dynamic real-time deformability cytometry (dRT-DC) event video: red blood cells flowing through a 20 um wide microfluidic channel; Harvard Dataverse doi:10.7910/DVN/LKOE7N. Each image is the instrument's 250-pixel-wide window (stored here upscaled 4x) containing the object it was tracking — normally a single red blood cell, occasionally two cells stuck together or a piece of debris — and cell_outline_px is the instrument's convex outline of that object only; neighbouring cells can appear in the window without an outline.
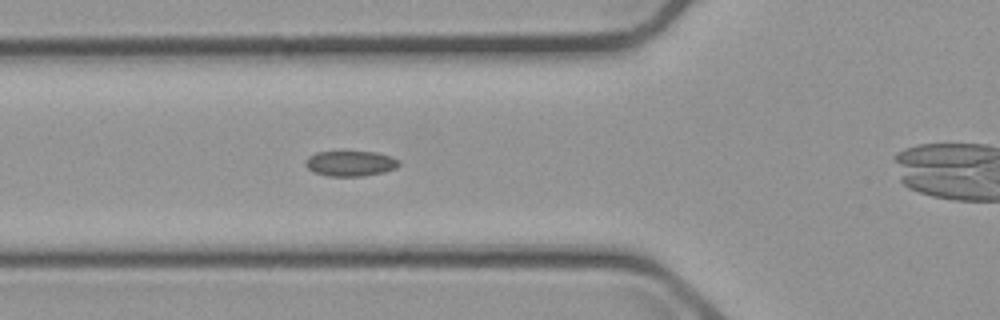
{"species": "common noctule bat (a hibernating species)", "species_latin": "Nyctalus noctula", "temperature_condition": "cold", "stored_images_in_passage": 4, "camera_frame_rate_fps": 3000, "um_per_image_px": 0.085, "animal": {"sex": "male", "body_mass_g": 23.1, "forearm_length_mm": 52.7}, "frame": {"image": 1, "passage_image": 3, "time_ms": 2.333, "image_size_px": [1000, 320], "cell_outline_px": [[400, 164], [396, 168], [384, 172], [364, 176], [328, 176], [312, 172], [304, 164], [304, 160], [308, 156], [316, 152], [376, 152], [392, 156], [400, 160]], "centroid_in_image_um": [29.78, 13.9], "position_along_channel_um": 96.0, "area_um2": 13.99}}